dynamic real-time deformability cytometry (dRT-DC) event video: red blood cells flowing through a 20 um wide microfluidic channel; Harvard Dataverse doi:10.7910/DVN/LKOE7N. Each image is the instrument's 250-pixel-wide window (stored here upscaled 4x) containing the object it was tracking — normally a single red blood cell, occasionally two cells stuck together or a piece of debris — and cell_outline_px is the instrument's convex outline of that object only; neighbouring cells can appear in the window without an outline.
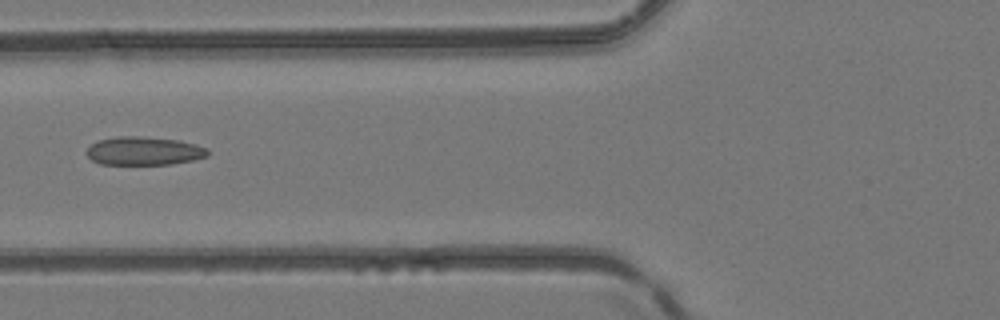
{"species": "common noctule bat (a hibernating species)", "species_latin": "Nyctalus noctula", "temperature_condition": "room temperature", "stored_images_in_passage": 6, "camera_frame_rate_fps": 3000, "um_per_image_px": 0.085, "animal": {"sex": "female", "body_mass_g": 24.6, "forearm_length_mm": 56.2}, "frame": {"image": 1, "passage_image": 6, "time_ms": 5.667, "image_size_px": [1000, 320], "cell_outline_px": [[208, 156], [192, 160], [172, 164], [100, 164], [92, 160], [84, 152], [92, 144], [100, 140], [116, 136], [140, 136], [180, 140], [196, 144], [208, 148]], "centroid_in_image_um": [12.24, 12.82], "position_along_channel_um": 113.6, "area_um2": 20.11}}